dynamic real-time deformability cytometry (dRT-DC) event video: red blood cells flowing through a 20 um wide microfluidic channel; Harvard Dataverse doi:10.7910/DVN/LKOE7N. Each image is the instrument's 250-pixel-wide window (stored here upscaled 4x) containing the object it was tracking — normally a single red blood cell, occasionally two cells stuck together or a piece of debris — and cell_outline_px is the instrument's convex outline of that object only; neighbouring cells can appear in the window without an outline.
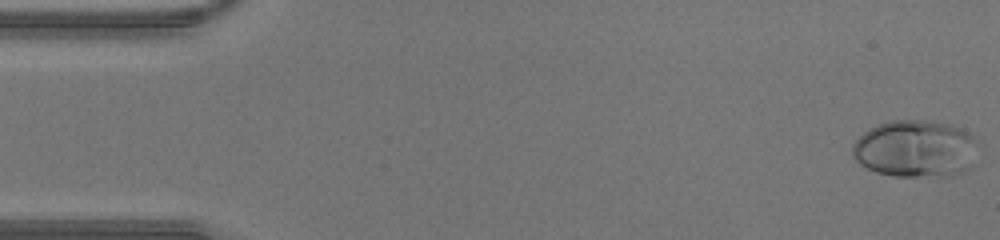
{"species": "human", "species_latin": "Homo sapiens", "temperature_condition": "warm", "stored_images_in_passage": 43, "camera_frame_rate_fps": 3000, "um_per_image_px": 0.085, "donor": {"sex": "male"}, "frame": {"image": 1, "passage_image": 1, "time_ms": 0.0, "image_size_px": [1000, 240], "cell_outline_px": [[980, 140], [972, 168], [964, 172], [948, 176], [896, 176], [876, 172], [860, 164], [852, 156], [852, 144], [864, 132], [876, 124], [892, 120], [932, 120], [952, 124], [976, 136]], "centroid_in_image_um": [77.88, 12.63], "position_along_channel_um": 7.1, "area_um2": 42.77}}
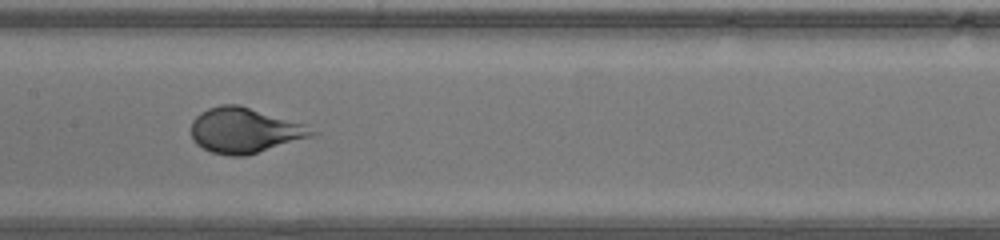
{"frame": {"image": 2, "passage_image": 22, "time_ms": 7.0, "image_size_px": [1000, 240], "cell_outline_px": [[320, 132], [312, 136], [248, 156], [228, 156], [212, 152], [196, 144], [192, 140], [192, 120], [200, 112], [208, 108], [220, 104], [240, 104], [304, 124]], "centroid_in_image_um": [20.79, 11.08], "position_along_channel_um": 186.6, "area_um2": 32.02}}
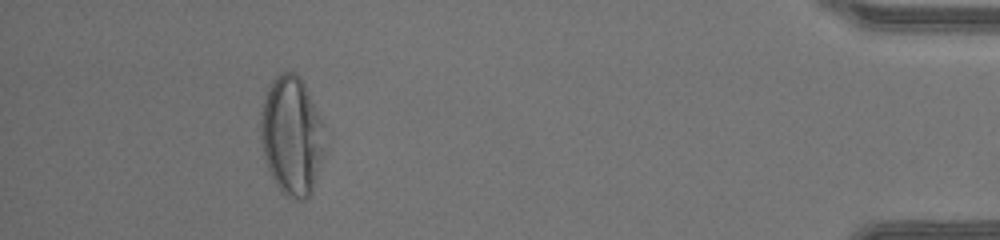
{"frame": {"image": 3, "passage_image": 41, "time_ms": 13.333, "image_size_px": [1000, 240], "cell_outline_px": [[324, 156], [312, 192], [304, 200], [300, 200], [288, 196], [276, 184], [268, 168], [264, 156], [260, 132], [260, 120], [264, 100], [268, 88], [272, 80], [276, 76], [284, 72], [296, 72], [300, 76], [324, 124]], "centroid_in_image_um": [24.82, 11.53], "position_along_channel_um": 410.4, "area_um2": 44.27}}